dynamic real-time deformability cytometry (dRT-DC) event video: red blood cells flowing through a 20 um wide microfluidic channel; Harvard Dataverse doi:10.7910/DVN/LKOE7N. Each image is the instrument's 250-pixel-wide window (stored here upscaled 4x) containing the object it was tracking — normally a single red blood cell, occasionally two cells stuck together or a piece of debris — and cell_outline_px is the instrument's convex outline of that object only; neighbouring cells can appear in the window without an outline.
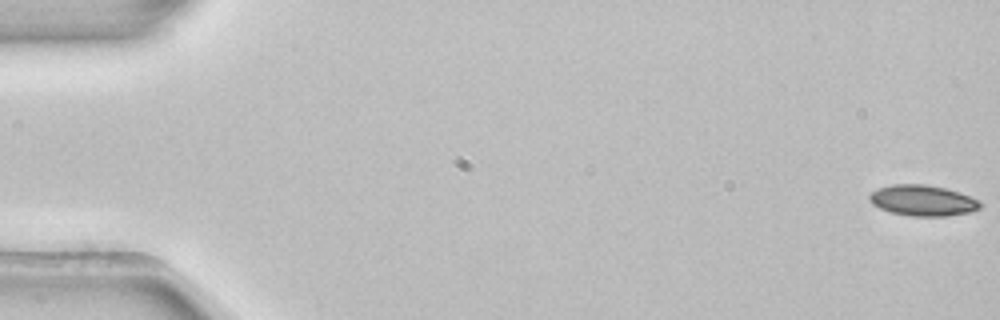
{"species": "common noctule bat (a hibernating species)", "species_latin": "Nyctalus noctula", "temperature_condition": "room temperature", "stored_images_in_passage": 4, "camera_frame_rate_fps": 3000, "um_per_image_px": 0.085, "animal": {"sex": "female", "body_mass_g": 22.7, "forearm_length_mm": 54.2}, "frame": {"image": 1, "passage_image": 1, "time_ms": 0.0, "image_size_px": [1000, 320], "cell_outline_px": [[984, 204], [980, 208], [972, 212], [948, 216], [908, 216], [892, 212], [880, 208], [872, 204], [868, 200], [868, 196], [876, 188], [892, 184], [924, 184], [944, 188], [960, 192], [980, 200]], "centroid_in_image_um": [78.45, 17.04], "position_along_channel_um": 6.5, "area_um2": 20.17}}
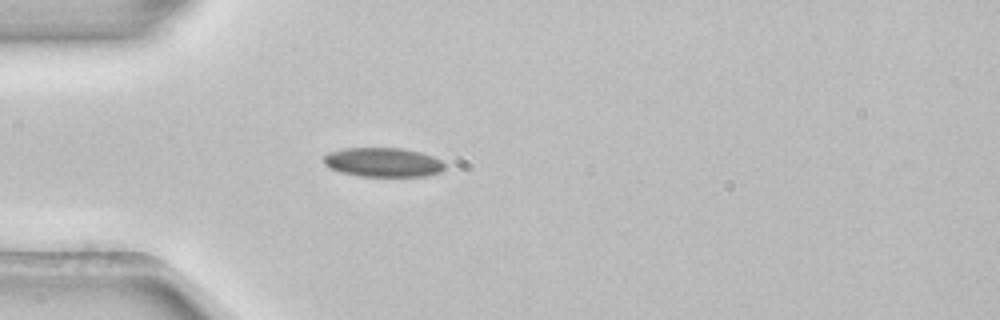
{"frame": {"image": 2, "passage_image": 4, "time_ms": 1.0, "image_size_px": [1000, 320], "cell_outline_px": [[444, 168], [440, 172], [424, 176], [360, 176], [340, 172], [324, 164], [324, 156], [328, 152], [344, 148], [400, 148], [420, 152], [432, 156], [440, 160], [444, 164]], "centroid_in_image_um": [32.54, 13.79], "position_along_channel_um": 52.5, "area_um2": 20.46}}